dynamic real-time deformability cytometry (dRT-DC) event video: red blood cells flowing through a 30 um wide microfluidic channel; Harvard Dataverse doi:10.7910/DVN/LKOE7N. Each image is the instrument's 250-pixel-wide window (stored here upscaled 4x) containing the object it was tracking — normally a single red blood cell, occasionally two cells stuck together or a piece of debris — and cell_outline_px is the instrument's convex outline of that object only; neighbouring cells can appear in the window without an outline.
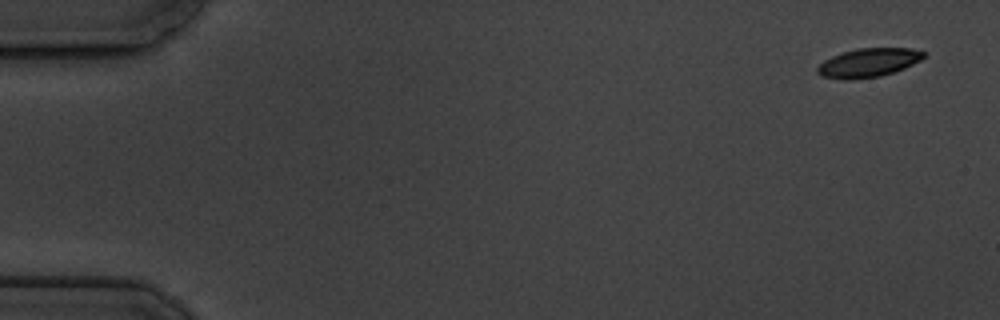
{"species": "common noctule bat (a hibernating species)", "species_latin": "Nyctalus noctula", "temperature_condition": "cold", "stored_images_in_passage": 10, "camera_frame_rate_fps": 3000, "um_per_image_px": 0.085, "animal": {"sex": "male", "body_mass_g": 19.5, "forearm_length_mm": 54.6}, "frame": {"image": 1, "passage_image": 1, "time_ms": 0.0, "image_size_px": [1000, 320], "cell_outline_px": [[924, 56], [920, 60], [904, 68], [880, 76], [848, 80], [844, 80], [824, 76], [816, 72], [816, 68], [824, 60], [832, 56], [844, 52], [860, 48], [912, 48], [924, 52]], "centroid_in_image_um": [73.79, 5.33], "position_along_channel_um": 11.2, "area_um2": 17.57}}
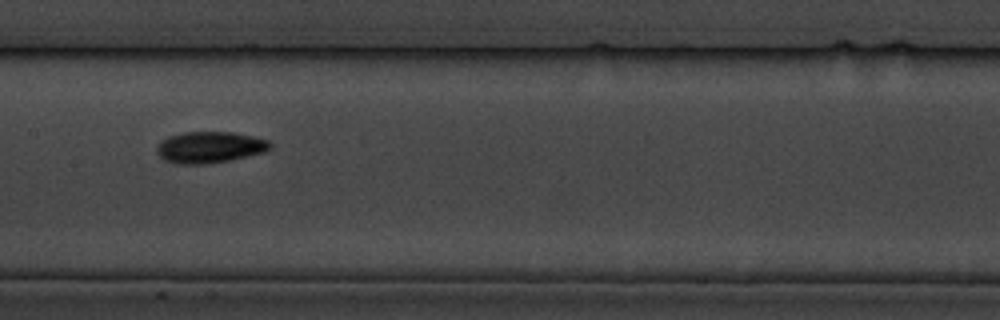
{"frame": {"image": 2, "passage_image": 9, "time_ms": 9.0, "image_size_px": [1000, 320], "cell_outline_px": [[272, 148], [264, 152], [228, 160], [208, 164], [176, 164], [164, 160], [156, 152], [156, 148], [160, 140], [168, 136], [184, 132], [232, 132], [252, 136], [268, 140], [272, 144]], "centroid_in_image_um": [17.79, 12.51], "position_along_channel_um": 189.6, "area_um2": 20.81}}
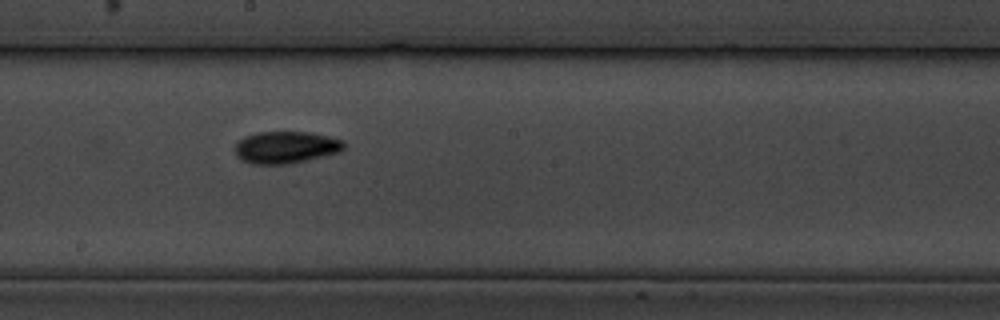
{"frame": {"image": 3, "passage_image": 10, "time_ms": 10.0, "image_size_px": [1000, 320], "cell_outline_px": [[344, 148], [340, 152], [288, 164], [252, 164], [240, 160], [236, 156], [232, 148], [236, 140], [244, 136], [256, 132], [312, 132], [344, 140]], "centroid_in_image_um": [24.22, 12.51], "position_along_channel_um": 224.0, "area_um2": 20.75}}